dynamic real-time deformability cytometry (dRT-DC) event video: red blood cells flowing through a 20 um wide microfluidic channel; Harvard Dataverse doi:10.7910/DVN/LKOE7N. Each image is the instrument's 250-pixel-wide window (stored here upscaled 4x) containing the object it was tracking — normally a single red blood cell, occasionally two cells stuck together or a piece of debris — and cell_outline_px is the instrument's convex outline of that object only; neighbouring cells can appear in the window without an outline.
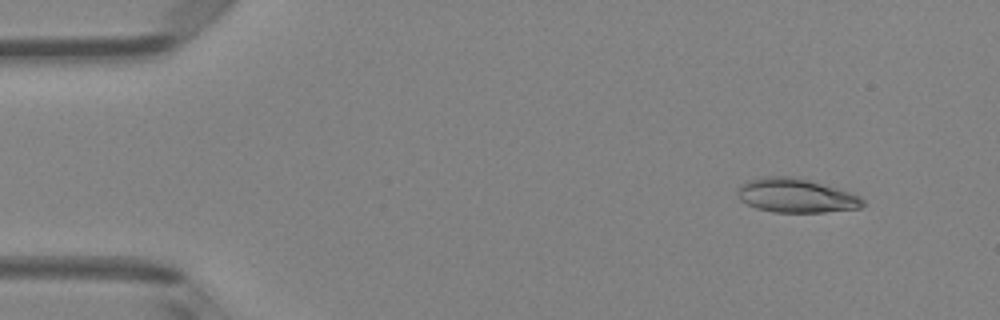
{"species": "Egyptian fruit bat (a non-hibernating species)", "species_latin": "Rousettus aegyptiacus", "temperature_condition": "room temperature", "stored_images_in_passage": 12, "camera_frame_rate_fps": 3000, "um_per_image_px": 0.085, "animal": {"sex": "female"}, "frame": {"image": 1, "passage_image": 3, "time_ms": 0.667, "image_size_px": [1000, 320], "cell_outline_px": [[864, 204], [860, 208], [824, 212], [772, 212], [756, 208], [740, 200], [736, 196], [736, 188], [740, 184], [748, 180], [764, 176], [796, 176], [836, 188], [860, 196], [864, 200]], "centroid_in_image_um": [67.6, 16.61], "position_along_channel_um": 17.4, "area_um2": 25.03}}
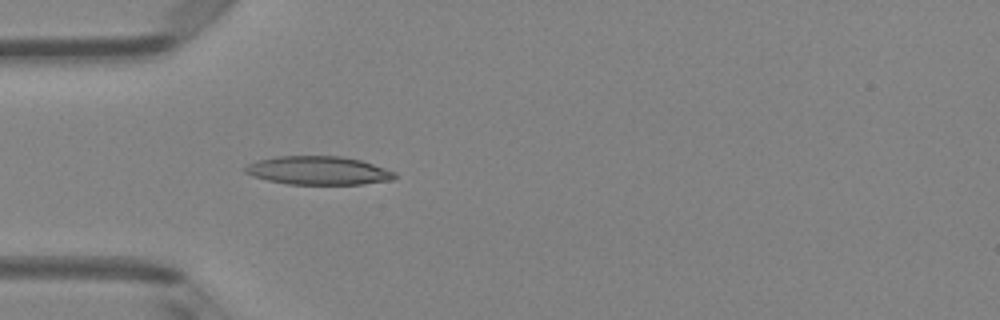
{"frame": {"image": 2, "passage_image": 12, "time_ms": 1670.667, "image_size_px": [1000, 320], "cell_outline_px": [[396, 176], [392, 180], [364, 184], [288, 184], [268, 180], [252, 176], [244, 172], [244, 168], [248, 164], [256, 160], [276, 156], [340, 156], [360, 160], [396, 172]], "centroid_in_image_um": [27.03, 14.49], "position_along_channel_um": 58.0, "area_um2": 24.8}}